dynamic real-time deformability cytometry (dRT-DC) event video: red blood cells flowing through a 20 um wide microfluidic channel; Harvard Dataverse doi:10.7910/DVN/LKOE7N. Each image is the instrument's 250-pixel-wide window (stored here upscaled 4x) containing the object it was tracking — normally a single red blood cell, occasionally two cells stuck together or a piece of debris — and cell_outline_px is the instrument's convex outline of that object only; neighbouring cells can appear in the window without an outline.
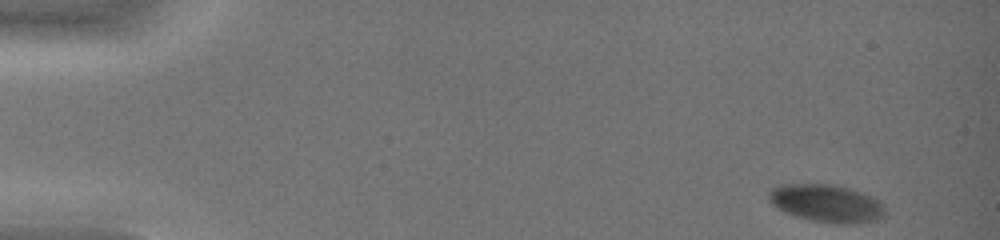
{"species": "common noctule bat (a hibernating species)", "species_latin": "Nyctalus noctula", "temperature_condition": "warm", "stored_images_in_passage": 44, "camera_frame_rate_fps": 3000, "um_per_image_px": 0.085, "animal": {"sex": "female", "body_mass_g": 19.0, "forearm_length_mm": 51.5}, "frame": {"image": 1, "passage_image": 1, "time_ms": 0.0, "image_size_px": [1000, 240], "cell_outline_px": [[884, 216], [876, 220], [856, 224], [836, 224], [812, 220], [784, 212], [776, 208], [768, 200], [768, 192], [772, 188], [780, 184], [832, 184], [848, 188], [860, 192], [880, 200], [884, 204]], "centroid_in_image_um": [70.24, 17.28], "position_along_channel_um": 14.8, "area_um2": 25.66}}
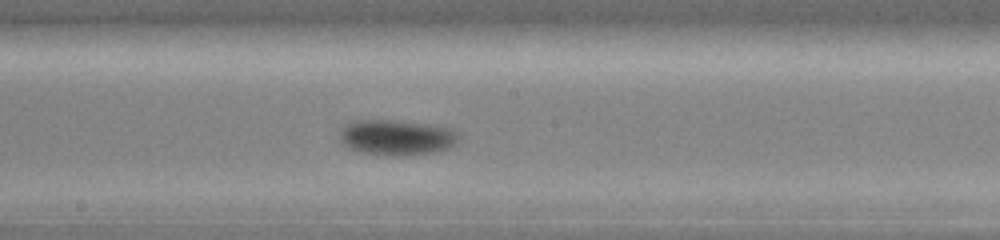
{"frame": {"image": 2, "passage_image": 25, "time_ms": 8.0, "image_size_px": [1000, 240], "cell_outline_px": [[460, 140], [456, 144], [448, 148], [432, 152], [396, 156], [384, 156], [364, 152], [348, 148], [340, 144], [340, 132], [344, 124], [352, 120], [396, 120], [432, 124], [452, 128], [460, 132]], "centroid_in_image_um": [33.73, 11.66], "position_along_channel_um": 214.5, "area_um2": 25.14}}
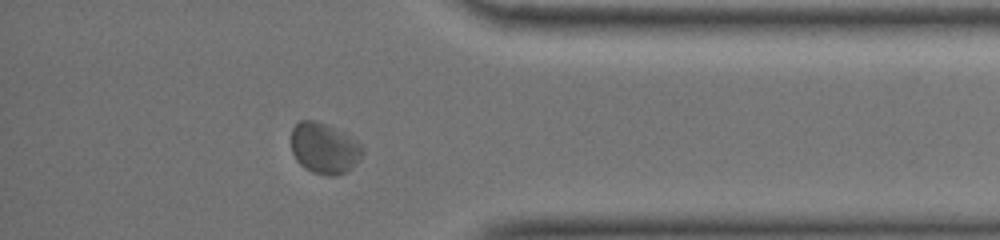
{"frame": {"image": 3, "passage_image": 39, "time_ms": 12.667, "image_size_px": [1000, 240], "cell_outline_px": [[364, 152], [356, 164], [344, 172], [336, 176], [328, 176], [312, 172], [304, 168], [296, 160], [292, 152], [292, 128], [300, 120], [316, 120], [328, 124], [344, 132], [364, 144]], "centroid_in_image_um": [27.59, 12.59], "position_along_channel_um": 407.6, "area_um2": 21.5}, "authors_computed_cell_mechanics": {"area_um2": 25.1719, "velocity_mm_per_s": 4.2359, "shape_relaxation_time_tau1_ms": 1.4911, "shape_relaxation_time_tau2_ms": null, "deformation_change_tau1": 0.0504, "deformation_change_tau2": null}}